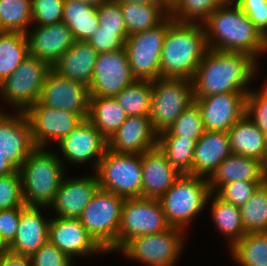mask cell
Instances as JSON below:
<instances>
[{
	"instance_id": "cell-49",
	"label": "cell",
	"mask_w": 267,
	"mask_h": 266,
	"mask_svg": "<svg viewBox=\"0 0 267 266\" xmlns=\"http://www.w3.org/2000/svg\"><path fill=\"white\" fill-rule=\"evenodd\" d=\"M25 207L0 210V237L7 246L16 236L20 215Z\"/></svg>"
},
{
	"instance_id": "cell-21",
	"label": "cell",
	"mask_w": 267,
	"mask_h": 266,
	"mask_svg": "<svg viewBox=\"0 0 267 266\" xmlns=\"http://www.w3.org/2000/svg\"><path fill=\"white\" fill-rule=\"evenodd\" d=\"M31 27L26 33L29 55L51 67L75 43L72 31L64 22Z\"/></svg>"
},
{
	"instance_id": "cell-8",
	"label": "cell",
	"mask_w": 267,
	"mask_h": 266,
	"mask_svg": "<svg viewBox=\"0 0 267 266\" xmlns=\"http://www.w3.org/2000/svg\"><path fill=\"white\" fill-rule=\"evenodd\" d=\"M95 174L100 189L124 199L142 197L141 154L116 153L107 149Z\"/></svg>"
},
{
	"instance_id": "cell-25",
	"label": "cell",
	"mask_w": 267,
	"mask_h": 266,
	"mask_svg": "<svg viewBox=\"0 0 267 266\" xmlns=\"http://www.w3.org/2000/svg\"><path fill=\"white\" fill-rule=\"evenodd\" d=\"M231 154L228 132L205 130L196 141L191 172L188 175L209 178L220 163Z\"/></svg>"
},
{
	"instance_id": "cell-13",
	"label": "cell",
	"mask_w": 267,
	"mask_h": 266,
	"mask_svg": "<svg viewBox=\"0 0 267 266\" xmlns=\"http://www.w3.org/2000/svg\"><path fill=\"white\" fill-rule=\"evenodd\" d=\"M57 146L56 154L65 167V162L76 166L91 164L93 171L97 169L99 161L107 150V139L88 120H84L69 135L62 138ZM63 158V159H62ZM93 165V166H92Z\"/></svg>"
},
{
	"instance_id": "cell-6",
	"label": "cell",
	"mask_w": 267,
	"mask_h": 266,
	"mask_svg": "<svg viewBox=\"0 0 267 266\" xmlns=\"http://www.w3.org/2000/svg\"><path fill=\"white\" fill-rule=\"evenodd\" d=\"M185 234L180 228L170 227L160 233L132 238L118 252L144 266H175L186 246Z\"/></svg>"
},
{
	"instance_id": "cell-16",
	"label": "cell",
	"mask_w": 267,
	"mask_h": 266,
	"mask_svg": "<svg viewBox=\"0 0 267 266\" xmlns=\"http://www.w3.org/2000/svg\"><path fill=\"white\" fill-rule=\"evenodd\" d=\"M38 102L43 106L79 114L86 120L90 105L89 87L66 79L51 69L46 76Z\"/></svg>"
},
{
	"instance_id": "cell-41",
	"label": "cell",
	"mask_w": 267,
	"mask_h": 266,
	"mask_svg": "<svg viewBox=\"0 0 267 266\" xmlns=\"http://www.w3.org/2000/svg\"><path fill=\"white\" fill-rule=\"evenodd\" d=\"M262 84L247 93L245 115L267 136V80Z\"/></svg>"
},
{
	"instance_id": "cell-3",
	"label": "cell",
	"mask_w": 267,
	"mask_h": 266,
	"mask_svg": "<svg viewBox=\"0 0 267 266\" xmlns=\"http://www.w3.org/2000/svg\"><path fill=\"white\" fill-rule=\"evenodd\" d=\"M209 50L204 25L172 21L160 56V78L192 80Z\"/></svg>"
},
{
	"instance_id": "cell-22",
	"label": "cell",
	"mask_w": 267,
	"mask_h": 266,
	"mask_svg": "<svg viewBox=\"0 0 267 266\" xmlns=\"http://www.w3.org/2000/svg\"><path fill=\"white\" fill-rule=\"evenodd\" d=\"M158 134L149 116H128L107 140V149L116 153L143 154L157 147Z\"/></svg>"
},
{
	"instance_id": "cell-36",
	"label": "cell",
	"mask_w": 267,
	"mask_h": 266,
	"mask_svg": "<svg viewBox=\"0 0 267 266\" xmlns=\"http://www.w3.org/2000/svg\"><path fill=\"white\" fill-rule=\"evenodd\" d=\"M246 233H267V180L258 186L250 199L240 207Z\"/></svg>"
},
{
	"instance_id": "cell-24",
	"label": "cell",
	"mask_w": 267,
	"mask_h": 266,
	"mask_svg": "<svg viewBox=\"0 0 267 266\" xmlns=\"http://www.w3.org/2000/svg\"><path fill=\"white\" fill-rule=\"evenodd\" d=\"M141 165L143 198L160 199L181 175L158 146L141 154Z\"/></svg>"
},
{
	"instance_id": "cell-29",
	"label": "cell",
	"mask_w": 267,
	"mask_h": 266,
	"mask_svg": "<svg viewBox=\"0 0 267 266\" xmlns=\"http://www.w3.org/2000/svg\"><path fill=\"white\" fill-rule=\"evenodd\" d=\"M210 203V204H209ZM210 206V217L218 233L224 235L229 249L243 238L246 231L241 221L240 207L221 199L215 192H211L207 199Z\"/></svg>"
},
{
	"instance_id": "cell-35",
	"label": "cell",
	"mask_w": 267,
	"mask_h": 266,
	"mask_svg": "<svg viewBox=\"0 0 267 266\" xmlns=\"http://www.w3.org/2000/svg\"><path fill=\"white\" fill-rule=\"evenodd\" d=\"M196 141L182 136H158L157 146L180 174L191 172Z\"/></svg>"
},
{
	"instance_id": "cell-31",
	"label": "cell",
	"mask_w": 267,
	"mask_h": 266,
	"mask_svg": "<svg viewBox=\"0 0 267 266\" xmlns=\"http://www.w3.org/2000/svg\"><path fill=\"white\" fill-rule=\"evenodd\" d=\"M115 97H90L88 120L108 140L127 118Z\"/></svg>"
},
{
	"instance_id": "cell-11",
	"label": "cell",
	"mask_w": 267,
	"mask_h": 266,
	"mask_svg": "<svg viewBox=\"0 0 267 266\" xmlns=\"http://www.w3.org/2000/svg\"><path fill=\"white\" fill-rule=\"evenodd\" d=\"M173 19L169 16L155 28L129 35L124 50L136 80L154 81L160 78V56L164 38Z\"/></svg>"
},
{
	"instance_id": "cell-47",
	"label": "cell",
	"mask_w": 267,
	"mask_h": 266,
	"mask_svg": "<svg viewBox=\"0 0 267 266\" xmlns=\"http://www.w3.org/2000/svg\"><path fill=\"white\" fill-rule=\"evenodd\" d=\"M127 37L128 33L100 30L99 26L96 32L89 38L88 42L98 53H103L124 49Z\"/></svg>"
},
{
	"instance_id": "cell-38",
	"label": "cell",
	"mask_w": 267,
	"mask_h": 266,
	"mask_svg": "<svg viewBox=\"0 0 267 266\" xmlns=\"http://www.w3.org/2000/svg\"><path fill=\"white\" fill-rule=\"evenodd\" d=\"M31 24V0H0V31L26 34Z\"/></svg>"
},
{
	"instance_id": "cell-32",
	"label": "cell",
	"mask_w": 267,
	"mask_h": 266,
	"mask_svg": "<svg viewBox=\"0 0 267 266\" xmlns=\"http://www.w3.org/2000/svg\"><path fill=\"white\" fill-rule=\"evenodd\" d=\"M62 22L72 31L75 41H88L99 27L96 7L81 0H65Z\"/></svg>"
},
{
	"instance_id": "cell-39",
	"label": "cell",
	"mask_w": 267,
	"mask_h": 266,
	"mask_svg": "<svg viewBox=\"0 0 267 266\" xmlns=\"http://www.w3.org/2000/svg\"><path fill=\"white\" fill-rule=\"evenodd\" d=\"M230 0H178L170 9L173 21L181 23H201L220 6Z\"/></svg>"
},
{
	"instance_id": "cell-23",
	"label": "cell",
	"mask_w": 267,
	"mask_h": 266,
	"mask_svg": "<svg viewBox=\"0 0 267 266\" xmlns=\"http://www.w3.org/2000/svg\"><path fill=\"white\" fill-rule=\"evenodd\" d=\"M47 208L26 206L22 210L16 236L8 245V251L31 257L49 240L50 219L42 214Z\"/></svg>"
},
{
	"instance_id": "cell-18",
	"label": "cell",
	"mask_w": 267,
	"mask_h": 266,
	"mask_svg": "<svg viewBox=\"0 0 267 266\" xmlns=\"http://www.w3.org/2000/svg\"><path fill=\"white\" fill-rule=\"evenodd\" d=\"M49 241L75 261L78 256L85 258L108 254L89 234L79 218H50Z\"/></svg>"
},
{
	"instance_id": "cell-56",
	"label": "cell",
	"mask_w": 267,
	"mask_h": 266,
	"mask_svg": "<svg viewBox=\"0 0 267 266\" xmlns=\"http://www.w3.org/2000/svg\"><path fill=\"white\" fill-rule=\"evenodd\" d=\"M3 110H4V108L1 106V107H0V112L3 111Z\"/></svg>"
},
{
	"instance_id": "cell-10",
	"label": "cell",
	"mask_w": 267,
	"mask_h": 266,
	"mask_svg": "<svg viewBox=\"0 0 267 266\" xmlns=\"http://www.w3.org/2000/svg\"><path fill=\"white\" fill-rule=\"evenodd\" d=\"M194 102L192 80L158 78L152 81L149 118L153 130L160 134Z\"/></svg>"
},
{
	"instance_id": "cell-51",
	"label": "cell",
	"mask_w": 267,
	"mask_h": 266,
	"mask_svg": "<svg viewBox=\"0 0 267 266\" xmlns=\"http://www.w3.org/2000/svg\"><path fill=\"white\" fill-rule=\"evenodd\" d=\"M15 171H17V169L0 154V176L12 174Z\"/></svg>"
},
{
	"instance_id": "cell-52",
	"label": "cell",
	"mask_w": 267,
	"mask_h": 266,
	"mask_svg": "<svg viewBox=\"0 0 267 266\" xmlns=\"http://www.w3.org/2000/svg\"><path fill=\"white\" fill-rule=\"evenodd\" d=\"M116 2H137L141 4H164L163 0H113Z\"/></svg>"
},
{
	"instance_id": "cell-48",
	"label": "cell",
	"mask_w": 267,
	"mask_h": 266,
	"mask_svg": "<svg viewBox=\"0 0 267 266\" xmlns=\"http://www.w3.org/2000/svg\"><path fill=\"white\" fill-rule=\"evenodd\" d=\"M267 38V0H233Z\"/></svg>"
},
{
	"instance_id": "cell-27",
	"label": "cell",
	"mask_w": 267,
	"mask_h": 266,
	"mask_svg": "<svg viewBox=\"0 0 267 266\" xmlns=\"http://www.w3.org/2000/svg\"><path fill=\"white\" fill-rule=\"evenodd\" d=\"M266 181V166L253 158L231 154L226 157L208 178L210 192L233 181Z\"/></svg>"
},
{
	"instance_id": "cell-5",
	"label": "cell",
	"mask_w": 267,
	"mask_h": 266,
	"mask_svg": "<svg viewBox=\"0 0 267 266\" xmlns=\"http://www.w3.org/2000/svg\"><path fill=\"white\" fill-rule=\"evenodd\" d=\"M210 193L208 178L181 174L159 199L167 222L187 232L192 221L208 207Z\"/></svg>"
},
{
	"instance_id": "cell-45",
	"label": "cell",
	"mask_w": 267,
	"mask_h": 266,
	"mask_svg": "<svg viewBox=\"0 0 267 266\" xmlns=\"http://www.w3.org/2000/svg\"><path fill=\"white\" fill-rule=\"evenodd\" d=\"M100 30L127 33L120 2L109 0L96 7Z\"/></svg>"
},
{
	"instance_id": "cell-53",
	"label": "cell",
	"mask_w": 267,
	"mask_h": 266,
	"mask_svg": "<svg viewBox=\"0 0 267 266\" xmlns=\"http://www.w3.org/2000/svg\"><path fill=\"white\" fill-rule=\"evenodd\" d=\"M86 4L92 5L94 7H99L101 4L108 2L109 0H81Z\"/></svg>"
},
{
	"instance_id": "cell-1",
	"label": "cell",
	"mask_w": 267,
	"mask_h": 266,
	"mask_svg": "<svg viewBox=\"0 0 267 266\" xmlns=\"http://www.w3.org/2000/svg\"><path fill=\"white\" fill-rule=\"evenodd\" d=\"M258 61L244 52L209 49L192 79L194 98L249 92L250 83L258 78Z\"/></svg>"
},
{
	"instance_id": "cell-50",
	"label": "cell",
	"mask_w": 267,
	"mask_h": 266,
	"mask_svg": "<svg viewBox=\"0 0 267 266\" xmlns=\"http://www.w3.org/2000/svg\"><path fill=\"white\" fill-rule=\"evenodd\" d=\"M0 266H32V264L30 257L7 251L0 256Z\"/></svg>"
},
{
	"instance_id": "cell-44",
	"label": "cell",
	"mask_w": 267,
	"mask_h": 266,
	"mask_svg": "<svg viewBox=\"0 0 267 266\" xmlns=\"http://www.w3.org/2000/svg\"><path fill=\"white\" fill-rule=\"evenodd\" d=\"M64 2L65 0H31L32 26L62 22Z\"/></svg>"
},
{
	"instance_id": "cell-4",
	"label": "cell",
	"mask_w": 267,
	"mask_h": 266,
	"mask_svg": "<svg viewBox=\"0 0 267 266\" xmlns=\"http://www.w3.org/2000/svg\"><path fill=\"white\" fill-rule=\"evenodd\" d=\"M65 169L56 151L36 148L18 169L25 205L49 209L67 175Z\"/></svg>"
},
{
	"instance_id": "cell-33",
	"label": "cell",
	"mask_w": 267,
	"mask_h": 266,
	"mask_svg": "<svg viewBox=\"0 0 267 266\" xmlns=\"http://www.w3.org/2000/svg\"><path fill=\"white\" fill-rule=\"evenodd\" d=\"M29 56L25 33L0 31V84Z\"/></svg>"
},
{
	"instance_id": "cell-37",
	"label": "cell",
	"mask_w": 267,
	"mask_h": 266,
	"mask_svg": "<svg viewBox=\"0 0 267 266\" xmlns=\"http://www.w3.org/2000/svg\"><path fill=\"white\" fill-rule=\"evenodd\" d=\"M127 116H149L152 99V81L135 80L115 96Z\"/></svg>"
},
{
	"instance_id": "cell-7",
	"label": "cell",
	"mask_w": 267,
	"mask_h": 266,
	"mask_svg": "<svg viewBox=\"0 0 267 266\" xmlns=\"http://www.w3.org/2000/svg\"><path fill=\"white\" fill-rule=\"evenodd\" d=\"M123 202V197L99 188L79 217L94 240L110 254L116 253Z\"/></svg>"
},
{
	"instance_id": "cell-26",
	"label": "cell",
	"mask_w": 267,
	"mask_h": 266,
	"mask_svg": "<svg viewBox=\"0 0 267 266\" xmlns=\"http://www.w3.org/2000/svg\"><path fill=\"white\" fill-rule=\"evenodd\" d=\"M97 56L98 52L88 41H75L72 47L52 66V69L66 79L89 87Z\"/></svg>"
},
{
	"instance_id": "cell-28",
	"label": "cell",
	"mask_w": 267,
	"mask_h": 266,
	"mask_svg": "<svg viewBox=\"0 0 267 266\" xmlns=\"http://www.w3.org/2000/svg\"><path fill=\"white\" fill-rule=\"evenodd\" d=\"M227 132L232 154L253 158L267 165V136L246 115Z\"/></svg>"
},
{
	"instance_id": "cell-17",
	"label": "cell",
	"mask_w": 267,
	"mask_h": 266,
	"mask_svg": "<svg viewBox=\"0 0 267 266\" xmlns=\"http://www.w3.org/2000/svg\"><path fill=\"white\" fill-rule=\"evenodd\" d=\"M7 111L0 112V154L18 170L36 146L25 112Z\"/></svg>"
},
{
	"instance_id": "cell-12",
	"label": "cell",
	"mask_w": 267,
	"mask_h": 266,
	"mask_svg": "<svg viewBox=\"0 0 267 266\" xmlns=\"http://www.w3.org/2000/svg\"><path fill=\"white\" fill-rule=\"evenodd\" d=\"M170 227L159 199L143 197L124 199L116 252L132 238L160 233Z\"/></svg>"
},
{
	"instance_id": "cell-9",
	"label": "cell",
	"mask_w": 267,
	"mask_h": 266,
	"mask_svg": "<svg viewBox=\"0 0 267 266\" xmlns=\"http://www.w3.org/2000/svg\"><path fill=\"white\" fill-rule=\"evenodd\" d=\"M51 69L52 67L45 61L29 55L0 84L1 104L4 107L7 105L12 107L13 112H25L38 102L46 76Z\"/></svg>"
},
{
	"instance_id": "cell-15",
	"label": "cell",
	"mask_w": 267,
	"mask_h": 266,
	"mask_svg": "<svg viewBox=\"0 0 267 266\" xmlns=\"http://www.w3.org/2000/svg\"><path fill=\"white\" fill-rule=\"evenodd\" d=\"M135 80L124 49L98 53L90 97H115Z\"/></svg>"
},
{
	"instance_id": "cell-2",
	"label": "cell",
	"mask_w": 267,
	"mask_h": 266,
	"mask_svg": "<svg viewBox=\"0 0 267 266\" xmlns=\"http://www.w3.org/2000/svg\"><path fill=\"white\" fill-rule=\"evenodd\" d=\"M203 25L209 49L244 52L257 60L267 52V38L233 0L218 7Z\"/></svg>"
},
{
	"instance_id": "cell-46",
	"label": "cell",
	"mask_w": 267,
	"mask_h": 266,
	"mask_svg": "<svg viewBox=\"0 0 267 266\" xmlns=\"http://www.w3.org/2000/svg\"><path fill=\"white\" fill-rule=\"evenodd\" d=\"M32 266H74L75 262L51 241H46L31 257Z\"/></svg>"
},
{
	"instance_id": "cell-55",
	"label": "cell",
	"mask_w": 267,
	"mask_h": 266,
	"mask_svg": "<svg viewBox=\"0 0 267 266\" xmlns=\"http://www.w3.org/2000/svg\"><path fill=\"white\" fill-rule=\"evenodd\" d=\"M177 1L178 0H163V3L170 10L177 3Z\"/></svg>"
},
{
	"instance_id": "cell-54",
	"label": "cell",
	"mask_w": 267,
	"mask_h": 266,
	"mask_svg": "<svg viewBox=\"0 0 267 266\" xmlns=\"http://www.w3.org/2000/svg\"><path fill=\"white\" fill-rule=\"evenodd\" d=\"M8 251V246L0 237V256Z\"/></svg>"
},
{
	"instance_id": "cell-42",
	"label": "cell",
	"mask_w": 267,
	"mask_h": 266,
	"mask_svg": "<svg viewBox=\"0 0 267 266\" xmlns=\"http://www.w3.org/2000/svg\"><path fill=\"white\" fill-rule=\"evenodd\" d=\"M24 205L19 171L0 176V210L23 207Z\"/></svg>"
},
{
	"instance_id": "cell-14",
	"label": "cell",
	"mask_w": 267,
	"mask_h": 266,
	"mask_svg": "<svg viewBox=\"0 0 267 266\" xmlns=\"http://www.w3.org/2000/svg\"><path fill=\"white\" fill-rule=\"evenodd\" d=\"M25 114L36 148H49L53 141L58 143L84 121L79 114L43 106L39 102L30 106Z\"/></svg>"
},
{
	"instance_id": "cell-43",
	"label": "cell",
	"mask_w": 267,
	"mask_h": 266,
	"mask_svg": "<svg viewBox=\"0 0 267 266\" xmlns=\"http://www.w3.org/2000/svg\"><path fill=\"white\" fill-rule=\"evenodd\" d=\"M264 182L237 180L222 185L215 193L224 201L241 207L250 199L258 186Z\"/></svg>"
},
{
	"instance_id": "cell-30",
	"label": "cell",
	"mask_w": 267,
	"mask_h": 266,
	"mask_svg": "<svg viewBox=\"0 0 267 266\" xmlns=\"http://www.w3.org/2000/svg\"><path fill=\"white\" fill-rule=\"evenodd\" d=\"M120 6L128 36L155 28L170 16V10L165 4L120 2Z\"/></svg>"
},
{
	"instance_id": "cell-34",
	"label": "cell",
	"mask_w": 267,
	"mask_h": 266,
	"mask_svg": "<svg viewBox=\"0 0 267 266\" xmlns=\"http://www.w3.org/2000/svg\"><path fill=\"white\" fill-rule=\"evenodd\" d=\"M228 250L239 266H267V233H246Z\"/></svg>"
},
{
	"instance_id": "cell-40",
	"label": "cell",
	"mask_w": 267,
	"mask_h": 266,
	"mask_svg": "<svg viewBox=\"0 0 267 266\" xmlns=\"http://www.w3.org/2000/svg\"><path fill=\"white\" fill-rule=\"evenodd\" d=\"M205 132L202 114L198 105L193 102L173 122L168 130L158 136H182L197 141Z\"/></svg>"
},
{
	"instance_id": "cell-19",
	"label": "cell",
	"mask_w": 267,
	"mask_h": 266,
	"mask_svg": "<svg viewBox=\"0 0 267 266\" xmlns=\"http://www.w3.org/2000/svg\"><path fill=\"white\" fill-rule=\"evenodd\" d=\"M248 92H230L194 98L200 108L205 130L227 132L246 113Z\"/></svg>"
},
{
	"instance_id": "cell-20",
	"label": "cell",
	"mask_w": 267,
	"mask_h": 266,
	"mask_svg": "<svg viewBox=\"0 0 267 266\" xmlns=\"http://www.w3.org/2000/svg\"><path fill=\"white\" fill-rule=\"evenodd\" d=\"M82 176V177H81ZM80 177L64 176L53 203L49 206L56 217L79 218L83 209L100 188L95 172Z\"/></svg>"
}]
</instances>
